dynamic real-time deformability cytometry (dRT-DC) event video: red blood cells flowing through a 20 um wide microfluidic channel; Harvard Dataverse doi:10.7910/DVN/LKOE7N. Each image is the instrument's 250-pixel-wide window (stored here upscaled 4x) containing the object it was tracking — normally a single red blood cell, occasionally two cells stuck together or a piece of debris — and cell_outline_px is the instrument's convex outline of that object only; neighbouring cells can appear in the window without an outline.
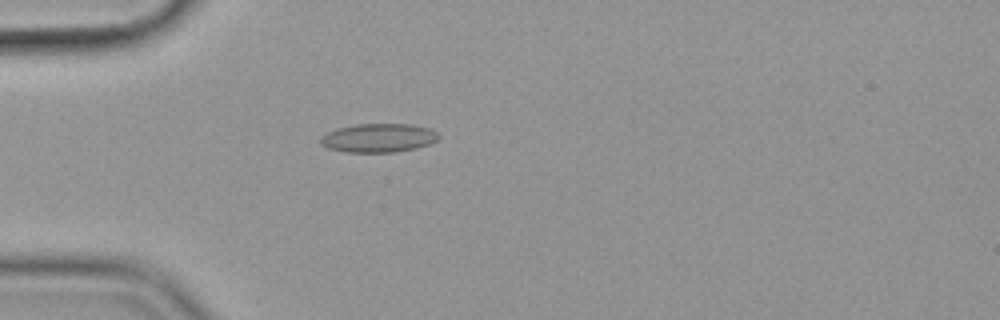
{"species": "common noctule bat (a hibernating species)", "species_latin": "Nyctalus noctula", "temperature_condition": "cold", "stored_images_in_passage": 57, "camera_frame_rate_fps": 3000, "um_per_image_px": 0.085, "animal": {"sex": "female", "body_mass_g": 19.9}, "frame": {"image": 1, "passage_image": 17, "time_ms": 5.333, "image_size_px": [1000, 320], "cell_outline_px": [[440, 136], [436, 140], [428, 144], [416, 148], [392, 152], [348, 152], [328, 148], [320, 144], [320, 136], [336, 128], [356, 124], [412, 124], [432, 128]], "centroid_in_image_um": [32.16, 11.71], "position_along_channel_um": 52.8, "area_um2": 19.83}}
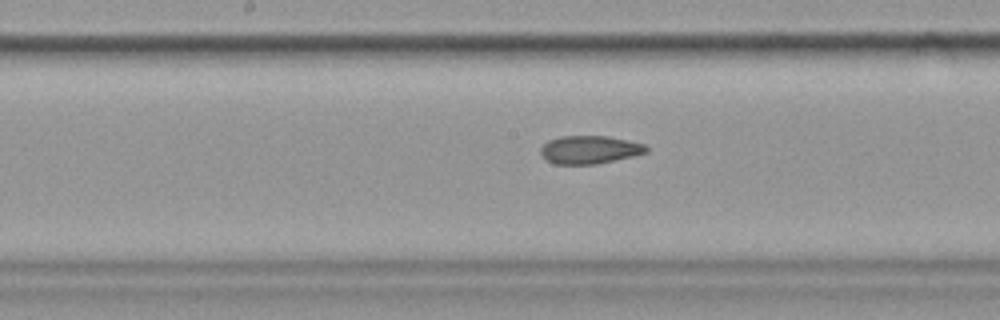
{"frame": {"image": 2, "passage_image": 30, "time_ms": 9.667, "image_size_px": [1000, 320], "cell_outline_px": [[648, 152], [632, 156], [596, 164], [556, 164], [548, 160], [540, 152], [540, 148], [548, 140], [560, 136], [608, 136], [628, 140], [644, 144], [648, 148]], "centroid_in_image_um": [50.12, 12.71], "position_along_channel_um": 198.1, "area_um2": 17.17}}
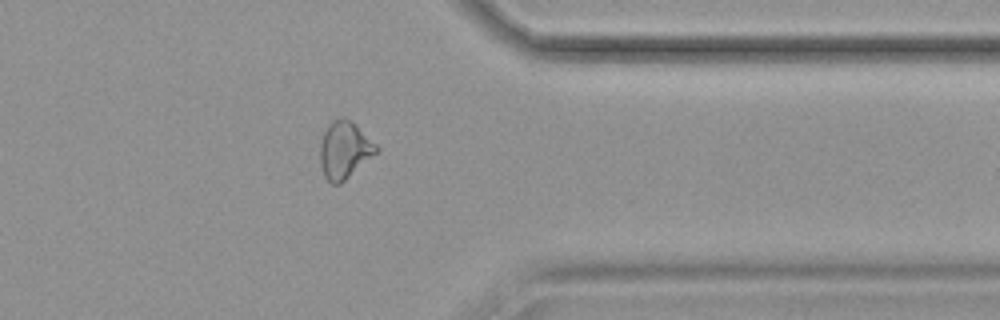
{"frame": {"image": 3, "passage_image": 46, "time_ms": 15.0, "image_size_px": [1000, 320], "cell_outline_px": [[380, 152], [340, 184], [332, 184], [324, 176], [320, 164], [320, 144], [324, 132], [328, 124], [332, 120], [340, 116], [344, 116], [356, 124], [380, 148]], "centroid_in_image_um": [29.31, 12.74], "position_along_channel_um": 382.1, "area_um2": 19.13}, "authors_computed_cell_mechanics": {"area_um2": 18.496, "velocity_mm_per_s": 3.5939, "shape_relaxation_time_tau1_ms": null, "shape_relaxation_time_tau2_ms": 3.5167, "deformation_change_tau1": null, "deformation_change_tau2": 0.0991}}